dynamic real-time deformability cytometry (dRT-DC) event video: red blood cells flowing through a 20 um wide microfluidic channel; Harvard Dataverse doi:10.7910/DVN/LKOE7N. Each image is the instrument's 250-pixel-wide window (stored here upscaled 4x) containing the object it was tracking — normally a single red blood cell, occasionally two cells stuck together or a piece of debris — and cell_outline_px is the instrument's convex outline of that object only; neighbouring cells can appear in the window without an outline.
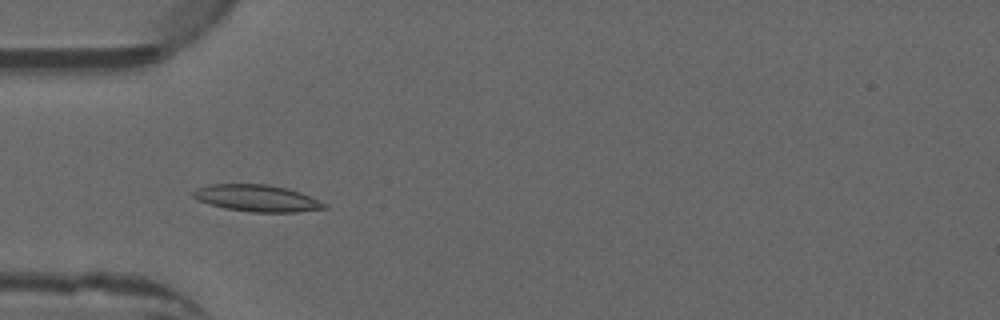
{"species": "common noctule bat (a hibernating species)", "species_latin": "Nyctalus noctula", "temperature_condition": "warm", "stored_images_in_passage": 2, "camera_frame_rate_fps": 3000, "um_per_image_px": 0.085, "animal": {"sex": "male", "forearm_length_mm": 52.5}, "frame": {"image": 1, "passage_image": 1, "time_ms": 0.0, "image_size_px": [1000, 320], "cell_outline_px": [[328, 208], [296, 212], [252, 212], [224, 208], [208, 204], [192, 196], [192, 192], [196, 188], [212, 184], [268, 184], [288, 188], [300, 192], [328, 204]], "centroid_in_image_um": [21.86, 16.84], "position_along_channel_um": 63.1, "area_um2": 20.52}}
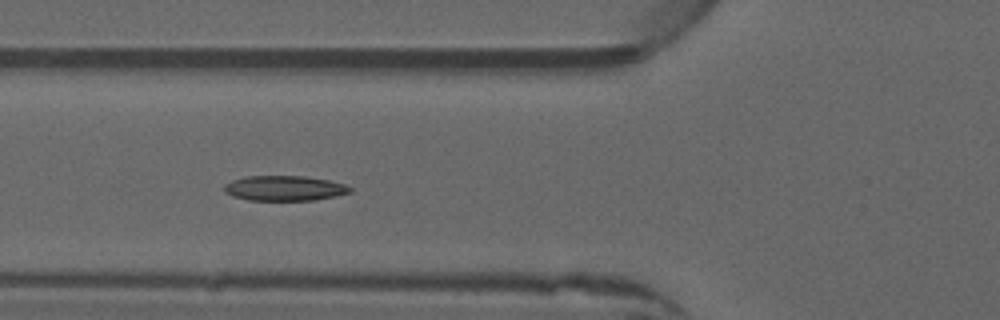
{"frame": {"image": 2, "passage_image": 2, "time_ms": 0.333, "image_size_px": [1000, 320], "cell_outline_px": [[352, 192], [336, 196], [312, 200], [248, 200], [232, 196], [224, 192], [224, 184], [232, 180], [244, 176], [304, 176], [328, 180], [344, 184], [352, 188]], "centroid_in_image_um": [24.15, 16.0], "position_along_channel_um": 101.6, "area_um2": 18.44}}